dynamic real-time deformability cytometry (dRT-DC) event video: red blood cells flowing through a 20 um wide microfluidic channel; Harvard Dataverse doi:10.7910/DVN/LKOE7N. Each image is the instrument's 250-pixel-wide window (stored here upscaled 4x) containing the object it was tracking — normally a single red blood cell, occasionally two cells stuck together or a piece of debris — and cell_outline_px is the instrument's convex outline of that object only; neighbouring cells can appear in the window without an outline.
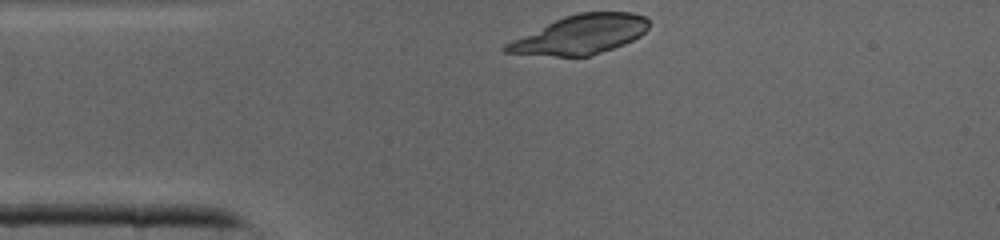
{"species": "common noctule bat (a hibernating species)", "species_latin": "Nyctalus noctula", "temperature_condition": "cold", "stored_images_in_passage": 12, "camera_frame_rate_fps": 3000, "um_per_image_px": 0.085, "animal": {"sex": "male", "body_mass_g": 19.0, "forearm_length_mm": 50.8}, "frame": {"image": 1, "passage_image": 1, "time_ms": 0.0, "image_size_px": [1000, 240], "cell_outline_px": [[648, 28], [640, 36], [624, 44], [592, 56], [556, 56], [504, 52], [500, 48], [504, 44], [512, 40], [564, 16], [576, 12], [632, 12], [644, 16], [648, 20]], "centroid_in_image_um": [49.34, 2.94], "position_along_channel_um": 35.7, "area_um2": 32.25}}